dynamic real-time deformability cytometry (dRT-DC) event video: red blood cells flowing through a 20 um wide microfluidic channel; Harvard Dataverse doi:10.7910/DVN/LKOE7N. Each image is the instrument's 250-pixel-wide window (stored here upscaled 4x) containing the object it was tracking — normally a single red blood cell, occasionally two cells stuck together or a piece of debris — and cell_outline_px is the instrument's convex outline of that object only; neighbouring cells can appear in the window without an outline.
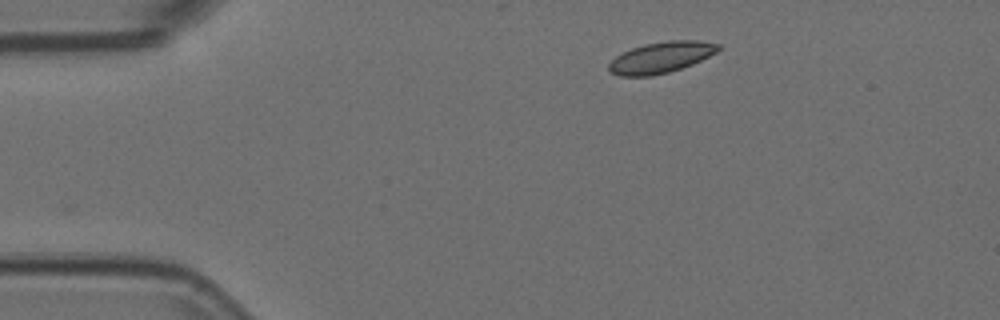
{"species": "Egyptian fruit bat (a non-hibernating species)", "species_latin": "Rousettus aegyptiacus", "temperature_condition": "room temperature", "stored_images_in_passage": 4, "camera_frame_rate_fps": 3000, "um_per_image_px": 0.085, "animal": {"sex": "female"}, "frame": {"image": 1, "passage_image": 1, "time_ms": 0.0, "image_size_px": [1000, 320], "cell_outline_px": [[720, 48], [716, 52], [692, 64], [668, 72], [652, 76], [620, 76], [612, 72], [608, 68], [608, 64], [616, 56], [632, 48], [644, 44], [668, 40], [700, 40], [720, 44]], "centroid_in_image_um": [56.19, 4.87], "position_along_channel_um": 28.8, "area_um2": 19.65}}
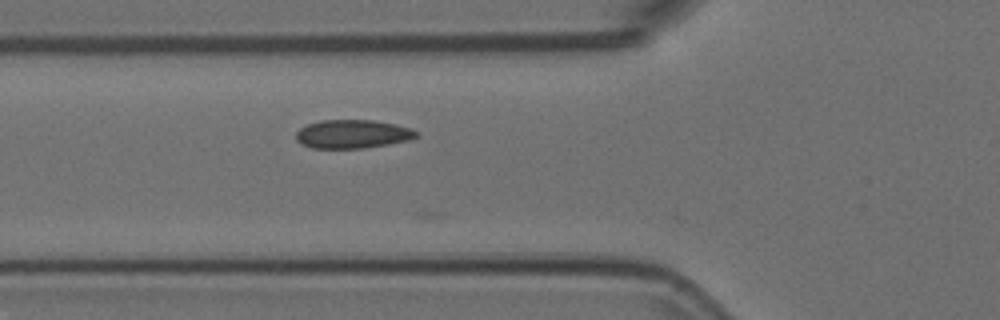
{"frame": {"image": 2, "passage_image": 4, "time_ms": 1.0, "image_size_px": [1000, 320], "cell_outline_px": [[416, 136], [408, 140], [388, 144], [364, 148], [312, 148], [300, 144], [296, 140], [296, 132], [300, 128], [308, 124], [320, 120], [372, 120], [396, 124], [412, 128], [416, 132]], "centroid_in_image_um": [29.93, 11.39], "position_along_channel_um": 95.9, "area_um2": 20.0}}